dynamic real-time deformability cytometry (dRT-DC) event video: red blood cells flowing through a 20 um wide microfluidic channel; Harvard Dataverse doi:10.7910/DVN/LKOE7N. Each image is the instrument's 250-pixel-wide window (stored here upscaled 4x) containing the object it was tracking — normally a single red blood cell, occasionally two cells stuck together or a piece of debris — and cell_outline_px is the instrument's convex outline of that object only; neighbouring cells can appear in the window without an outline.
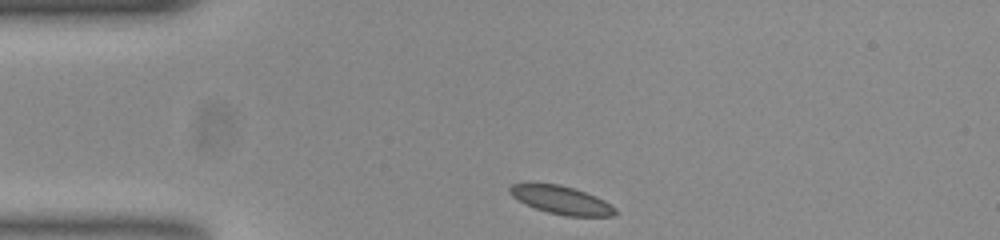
{"species": "common noctule bat (a hibernating species)", "species_latin": "Nyctalus noctula", "temperature_condition": "room temperature", "stored_images_in_passage": 35, "camera_frame_rate_fps": 3000, "um_per_image_px": 0.085, "animal": {"sex": "female", "body_mass_g": 23.0, "forearm_length_mm": 53.4}, "frame": {"image": 1, "passage_image": 1, "time_ms": 0.0, "image_size_px": [1000, 240], "cell_outline_px": [[612, 212], [604, 216], [580, 216], [552, 212], [528, 204], [516, 196], [512, 192], [512, 188], [520, 184], [552, 184], [568, 188], [592, 196], [608, 204], [612, 208]], "centroid_in_image_um": [47.72, 17.01], "position_along_channel_um": 37.3, "area_um2": 14.97}}
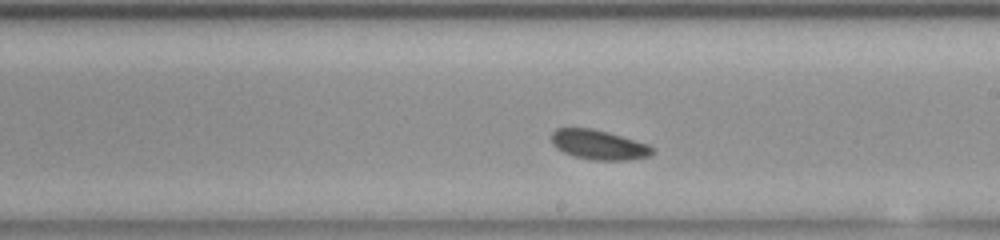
{"frame": {"image": 2, "passage_image": 20, "time_ms": 6.333, "image_size_px": [1000, 240], "cell_outline_px": [[648, 152], [636, 156], [588, 156], [572, 152], [556, 144], [556, 132], [564, 128], [576, 128], [600, 132], [628, 140], [640, 144], [648, 148]], "centroid_in_image_um": [50.76, 12.21], "position_along_channel_um": 238.2, "area_um2": 12.95}}
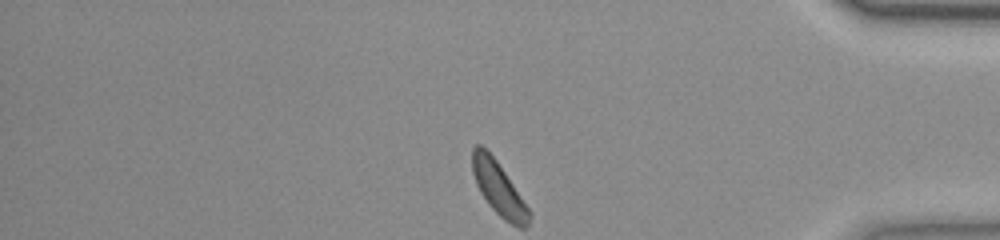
{"frame": {"image": 3, "passage_image": 35, "time_ms": 11.333, "image_size_px": [1000, 240], "cell_outline_px": [[528, 212], [524, 224], [516, 224], [508, 220], [484, 196], [476, 180], [472, 164], [472, 152], [476, 148], [484, 148], [492, 156], [524, 204]], "centroid_in_image_um": [42.3, 15.91], "position_along_channel_um": 392.9, "area_um2": 14.68}, "authors_computed_cell_mechanics": {"area_um2": 13.872, "velocity_mm_per_s": 3.686, "shape_relaxation_time_tau1_ms": 2.2517, "shape_relaxation_time_tau2_ms": 4.006, "deformation_change_tau1": 0.0664, "deformation_change_tau2": 0.0991}}